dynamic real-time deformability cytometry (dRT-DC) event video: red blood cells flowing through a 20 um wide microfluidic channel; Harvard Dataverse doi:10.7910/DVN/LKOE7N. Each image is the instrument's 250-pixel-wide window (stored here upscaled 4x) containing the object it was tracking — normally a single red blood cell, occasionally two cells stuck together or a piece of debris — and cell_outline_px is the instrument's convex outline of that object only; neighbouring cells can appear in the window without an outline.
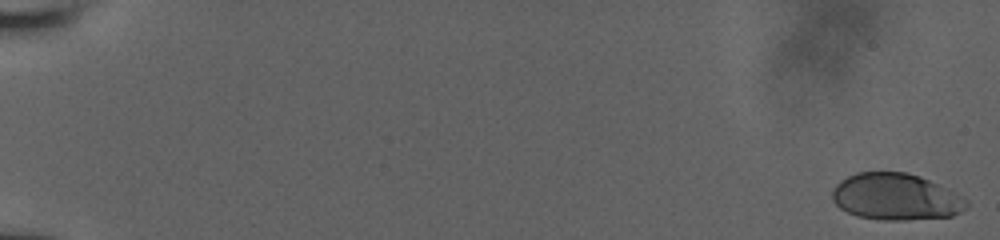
{"species": "human", "species_latin": "Homo sapiens", "temperature_condition": "room temperature", "stored_images_in_passage": 15, "camera_frame_rate_fps": 3000, "um_per_image_px": 0.085, "donor": {"sex": "male"}, "frame": {"image": 1, "passage_image": 1, "time_ms": 0.0, "image_size_px": [1000, 240], "cell_outline_px": [[968, 208], [952, 216], [908, 220], [884, 220], [856, 216], [840, 208], [832, 200], [832, 192], [836, 184], [840, 180], [856, 172], [908, 172], [920, 176], [968, 200]], "centroid_in_image_um": [76.12, 16.74], "position_along_channel_um": 8.9, "area_um2": 36.41}}